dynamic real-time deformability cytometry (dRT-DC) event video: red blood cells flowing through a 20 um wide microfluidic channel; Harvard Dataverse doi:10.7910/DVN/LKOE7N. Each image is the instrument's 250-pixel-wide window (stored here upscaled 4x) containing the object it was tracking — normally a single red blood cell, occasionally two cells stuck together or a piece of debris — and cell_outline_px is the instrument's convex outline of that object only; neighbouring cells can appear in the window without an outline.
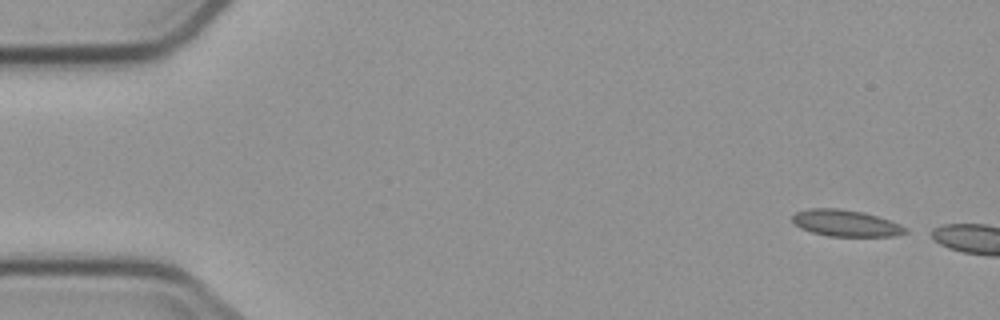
{"species": "common noctule bat (a hibernating species)", "species_latin": "Nyctalus noctula", "temperature_condition": "cold", "stored_images_in_passage": 2, "camera_frame_rate_fps": 3000, "um_per_image_px": 0.085, "animal": {"sex": "male", "body_mass_g": 23.1, "forearm_length_mm": 52.7}, "frame": {"image": 1, "passage_image": 1, "time_ms": 0.0, "image_size_px": [1000, 320], "cell_outline_px": [[908, 232], [896, 236], [828, 236], [812, 232], [800, 228], [792, 220], [792, 216], [796, 212], [808, 208], [836, 208], [864, 212], [900, 224], [908, 228]], "centroid_in_image_um": [71.89, 18.97], "position_along_channel_um": 13.1, "area_um2": 17.46}}